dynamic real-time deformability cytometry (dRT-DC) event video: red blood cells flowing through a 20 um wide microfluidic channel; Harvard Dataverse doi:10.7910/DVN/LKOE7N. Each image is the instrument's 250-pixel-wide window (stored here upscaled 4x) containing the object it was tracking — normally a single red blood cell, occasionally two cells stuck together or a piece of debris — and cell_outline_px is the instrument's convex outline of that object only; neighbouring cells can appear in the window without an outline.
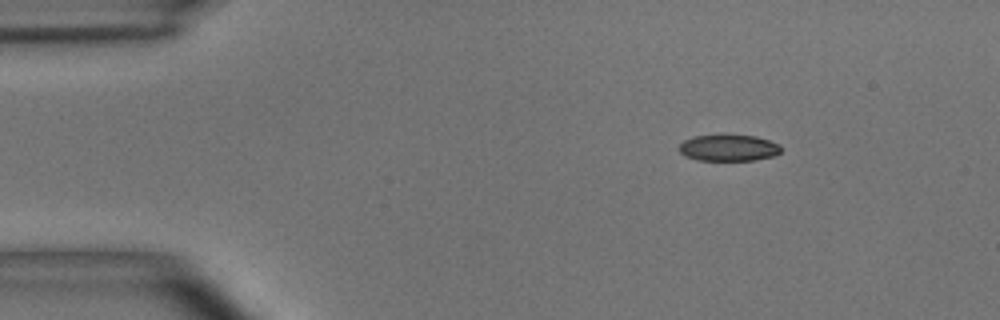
{"species": "common noctule bat (a hibernating species)", "species_latin": "Nyctalus noctula", "temperature_condition": "room temperature", "stored_images_in_passage": 4, "camera_frame_rate_fps": 3000, "um_per_image_px": 0.085, "animal": {"sex": "male", "body_mass_g": 15.6}, "frame": {"image": 1, "passage_image": 1, "time_ms": 0.0, "image_size_px": [1000, 320], "cell_outline_px": [[780, 152], [776, 156], [756, 160], [696, 160], [684, 156], [680, 152], [680, 144], [684, 140], [696, 136], [724, 132], [756, 136], [780, 144]], "centroid_in_image_um": [61.94, 12.53], "position_along_channel_um": 23.1, "area_um2": 16.36}}
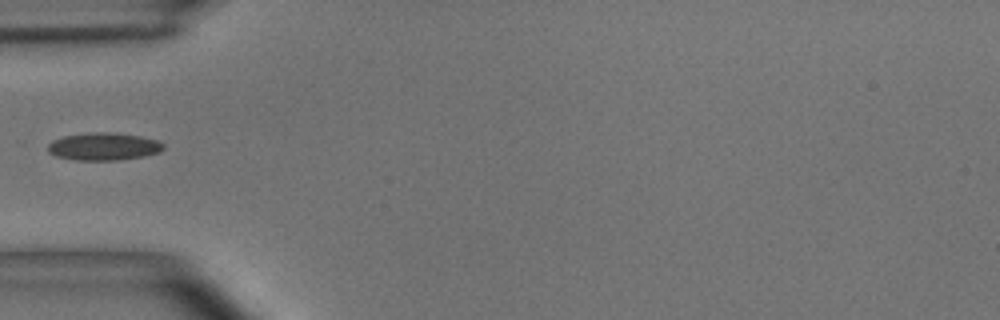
{"frame": {"image": 2, "passage_image": 4, "time_ms": 1.0, "image_size_px": [1000, 320], "cell_outline_px": [[164, 148], [160, 152], [144, 156], [120, 160], [76, 160], [56, 156], [48, 152], [48, 144], [52, 140], [64, 136], [92, 132], [116, 132], [140, 136], [160, 140], [164, 144]], "centroid_in_image_um": [8.84, 12.45], "position_along_channel_um": 76.2, "area_um2": 18.79}}